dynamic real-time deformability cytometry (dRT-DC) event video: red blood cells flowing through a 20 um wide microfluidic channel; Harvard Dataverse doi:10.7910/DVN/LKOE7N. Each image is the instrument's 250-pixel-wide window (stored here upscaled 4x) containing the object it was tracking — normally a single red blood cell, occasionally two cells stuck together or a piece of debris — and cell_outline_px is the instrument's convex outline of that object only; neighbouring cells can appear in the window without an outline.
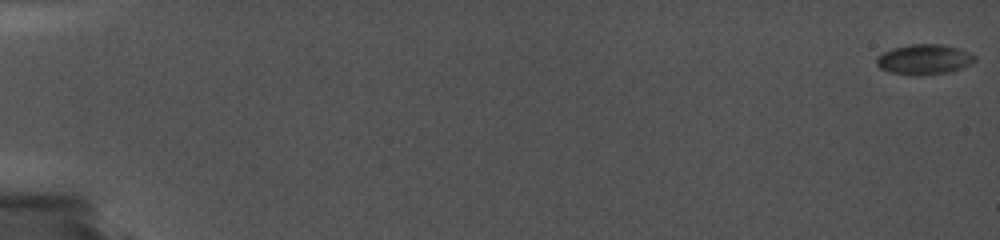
{"species": "common noctule bat (a hibernating species)", "species_latin": "Nyctalus noctula", "temperature_condition": "cold", "stored_images_in_passage": 38, "camera_frame_rate_fps": 5000, "um_per_image_px": 0.085, "animal": {"sex": "female", "body_mass_g": 19.0, "forearm_length_mm": 56.7}, "frame": {"image": 1, "passage_image": 1, "time_ms": 0.0, "image_size_px": [1000, 240], "cell_outline_px": [[976, 60], [964, 68], [952, 72], [920, 76], [916, 76], [892, 72], [880, 68], [876, 64], [876, 56], [892, 48], [908, 44], [944, 44], [968, 52], [976, 56]], "centroid_in_image_um": [78.56, 5.06], "position_along_channel_um": 6.4, "area_um2": 17.51}}
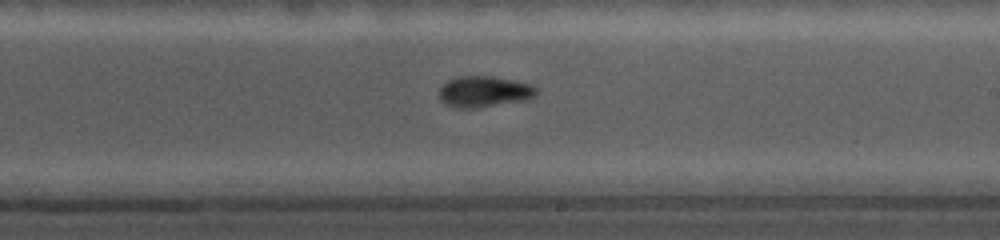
{"frame": {"image": 2, "passage_image": 29, "time_ms": 11.8, "image_size_px": [1000, 240], "cell_outline_px": [[536, 96], [528, 100], [476, 108], [456, 108], [440, 100], [440, 84], [456, 76], [496, 76], [516, 80], [532, 84], [536, 88]], "centroid_in_image_um": [41.17, 7.77], "position_along_channel_um": 247.8, "area_um2": 17.92}}
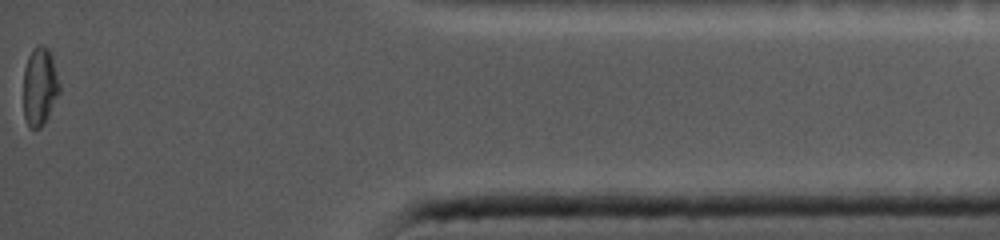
{"frame": {"image": 3, "passage_image": 38, "time_ms": 17.6, "image_size_px": [1000, 240], "cell_outline_px": [[60, 92], [44, 124], [40, 128], [28, 128], [24, 116], [24, 68], [28, 56], [32, 48], [36, 44], [44, 44], [48, 48], [52, 56], [60, 84]], "centroid_in_image_um": [3.38, 7.32], "position_along_channel_um": 431.8, "area_um2": 16.7}, "authors_computed_cell_mechanics": {"area_um2": 16.8198, "velocity_mm_per_s": 3.7216, "shape_relaxation_time_tau1_ms": null, "shape_relaxation_time_tau2_ms": 2.1149, "deformation_change_tau1": null, "deformation_change_tau2": 0.0368}}